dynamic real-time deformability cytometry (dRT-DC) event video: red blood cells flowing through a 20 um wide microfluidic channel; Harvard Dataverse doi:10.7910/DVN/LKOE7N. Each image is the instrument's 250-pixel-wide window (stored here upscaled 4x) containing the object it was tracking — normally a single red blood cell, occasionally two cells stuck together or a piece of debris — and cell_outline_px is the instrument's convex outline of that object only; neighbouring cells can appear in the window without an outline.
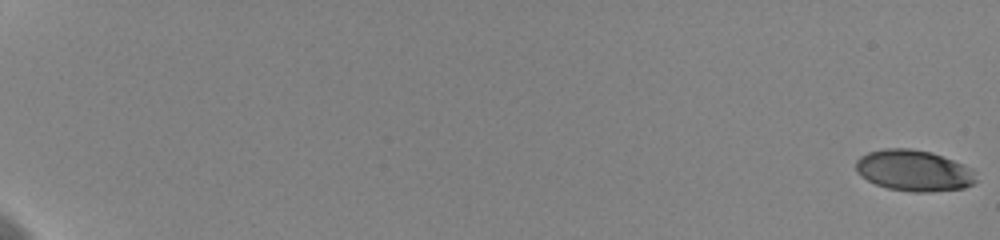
{"species": "human", "species_latin": "Homo sapiens", "temperature_condition": "cold", "stored_images_in_passage": 61, "camera_frame_rate_fps": 3000, "um_per_image_px": 0.085, "donor": {"sex": "female"}, "frame": {"image": 1, "passage_image": 1, "time_ms": 0.0, "image_size_px": [1000, 240], "cell_outline_px": [[976, 180], [972, 184], [964, 188], [928, 192], [912, 192], [888, 188], [876, 184], [860, 176], [856, 172], [856, 160], [860, 156], [868, 152], [884, 148], [908, 148], [932, 152], [972, 168]], "centroid_in_image_um": [77.65, 14.49], "position_along_channel_um": 7.4, "area_um2": 28.78}}
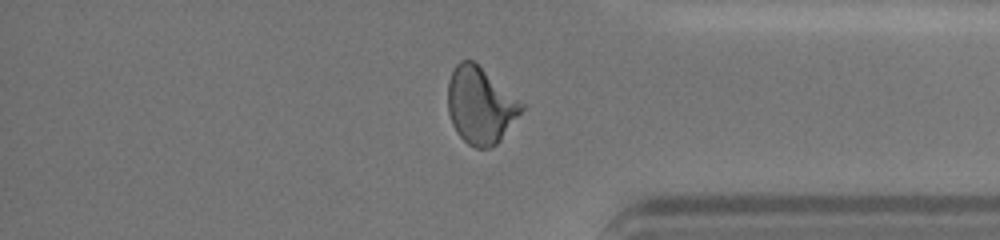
{"frame": {"image": 2, "passage_image": 53, "time_ms": 17.333, "image_size_px": [1000, 240], "cell_outline_px": [[524, 108], [500, 140], [496, 144], [488, 148], [476, 148], [468, 144], [456, 132], [452, 124], [448, 112], [448, 80], [456, 64], [460, 60], [476, 60], [524, 104]], "centroid_in_image_um": [40.82, 8.92], "position_along_channel_um": 394.4, "area_um2": 33.06}}
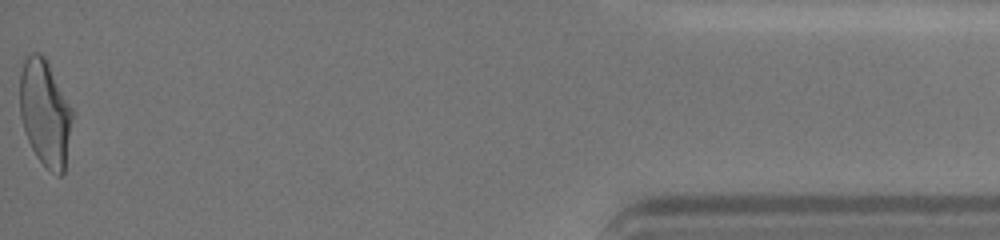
{"frame": {"image": 3, "passage_image": 61, "time_ms": 20.0, "image_size_px": [1000, 240], "cell_outline_px": [[76, 112], [64, 172], [60, 176], [56, 176], [36, 156], [24, 132], [20, 116], [20, 72], [24, 60], [28, 52], [40, 52], [44, 56]], "centroid_in_image_um": [3.87, 9.59], "position_along_channel_um": 431.3, "area_um2": 33.47}, "authors_computed_cell_mechanics": {"area_um2": 31.212, "velocity_mm_per_s": 3.6027, "shape_relaxation_time_tau1_ms": 4.6775, "shape_relaxation_time_tau2_ms": 1.3502, "deformation_change_tau1": 0.1574, "deformation_change_tau2": 0.0741}}